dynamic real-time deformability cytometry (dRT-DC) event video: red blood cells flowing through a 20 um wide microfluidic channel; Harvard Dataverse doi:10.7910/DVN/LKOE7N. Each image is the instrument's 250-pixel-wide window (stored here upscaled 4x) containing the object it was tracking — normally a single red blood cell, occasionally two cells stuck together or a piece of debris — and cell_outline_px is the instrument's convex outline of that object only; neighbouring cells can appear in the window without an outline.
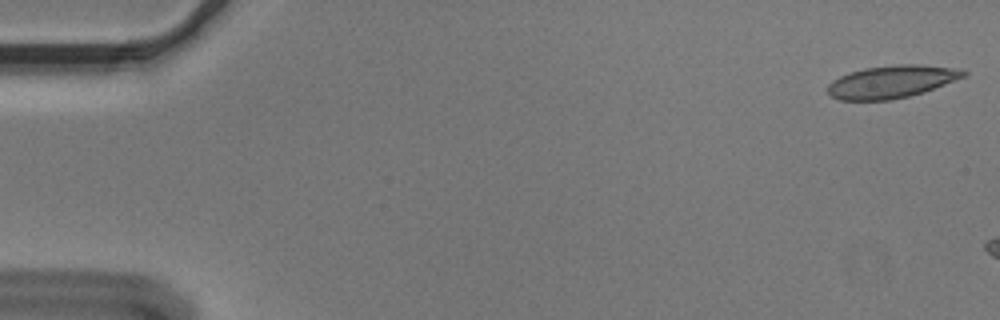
{"species": "Egyptian fruit bat (a non-hibernating species)", "species_latin": "Rousettus aegyptiacus", "temperature_condition": "cold", "stored_images_in_passage": 7, "camera_frame_rate_fps": 3000, "um_per_image_px": 0.085, "animal": {"sex": "male"}, "frame": {"image": 1, "passage_image": 1, "time_ms": 0.0, "image_size_px": [1000, 320], "cell_outline_px": [[968, 72], [964, 76], [924, 92], [892, 100], [840, 100], [832, 96], [828, 92], [828, 84], [832, 80], [840, 76], [864, 68], [896, 64], [920, 64], [964, 68]], "centroid_in_image_um": [75.82, 6.93], "position_along_channel_um": 9.2, "area_um2": 25.84}}